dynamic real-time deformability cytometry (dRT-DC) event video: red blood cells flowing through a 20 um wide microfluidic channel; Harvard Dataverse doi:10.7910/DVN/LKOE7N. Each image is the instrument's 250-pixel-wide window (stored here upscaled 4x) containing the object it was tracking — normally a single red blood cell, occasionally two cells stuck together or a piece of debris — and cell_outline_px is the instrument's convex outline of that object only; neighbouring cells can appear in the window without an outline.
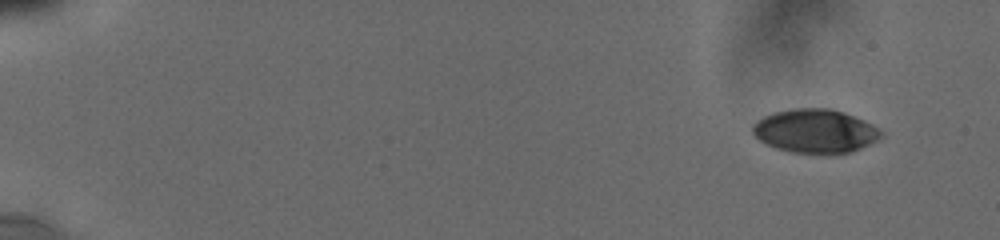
{"species": "human", "species_latin": "Homo sapiens", "temperature_condition": "cold", "stored_images_in_passage": 10, "camera_frame_rate_fps": 3000, "um_per_image_px": 0.085, "donor": {"sex": "male"}, "frame": {"image": 1, "passage_image": 1, "time_ms": 0.0, "image_size_px": [1000, 240], "cell_outline_px": [[884, 136], [860, 148], [848, 152], [792, 152], [776, 148], [760, 140], [752, 132], [752, 124], [756, 120], [772, 112], [792, 108], [832, 108], [844, 112], [864, 120], [872, 124], [884, 132]], "centroid_in_image_um": [69.28, 11.1], "position_along_channel_um": 15.7, "area_um2": 32.48}}
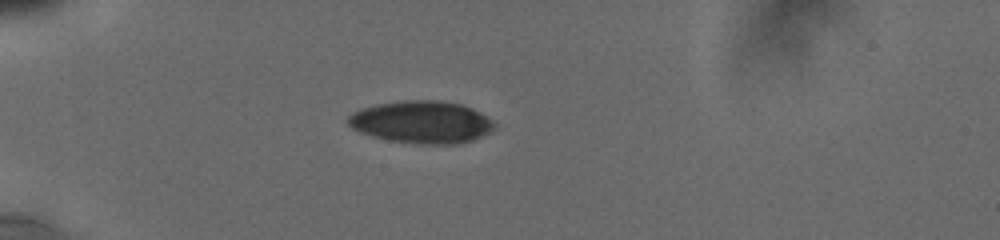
{"frame": {"image": 2, "passage_image": 7, "time_ms": 4.333, "image_size_px": [1000, 240], "cell_outline_px": [[496, 128], [492, 132], [472, 140], [460, 144], [416, 144], [388, 140], [372, 136], [360, 132], [352, 128], [348, 124], [348, 116], [352, 112], [376, 104], [404, 100], [440, 100], [460, 104], [472, 108], [480, 112], [492, 120], [496, 124]], "centroid_in_image_um": [35.87, 10.38], "position_along_channel_um": 49.1, "area_um2": 36.41}}